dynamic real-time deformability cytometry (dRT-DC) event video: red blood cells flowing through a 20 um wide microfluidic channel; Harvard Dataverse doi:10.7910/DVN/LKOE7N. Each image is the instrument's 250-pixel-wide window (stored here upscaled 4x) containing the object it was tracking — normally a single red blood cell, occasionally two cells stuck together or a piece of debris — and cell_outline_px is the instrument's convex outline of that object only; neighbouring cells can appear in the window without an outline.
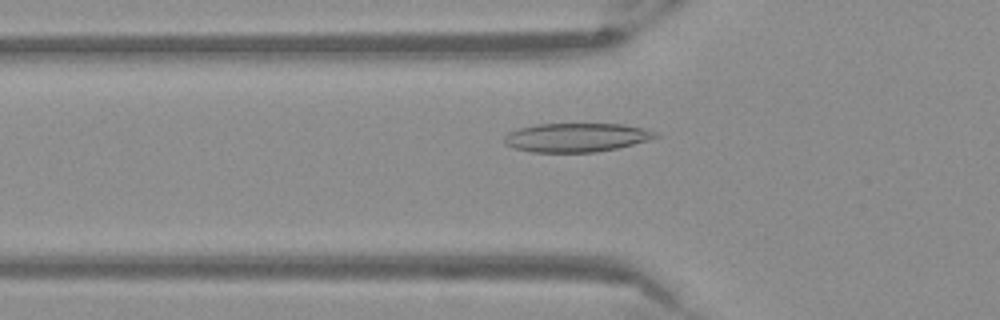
{"species": "Egyptian fruit bat (a non-hibernating species)", "species_latin": "Rousettus aegyptiacus", "temperature_condition": "warm", "stored_images_in_passage": 54, "camera_frame_rate_fps": 3000, "um_per_image_px": 0.085, "frame": {"image": 1, "passage_image": 19, "time_ms": 6.0, "image_size_px": [1000, 320], "cell_outline_px": [[660, 136], [648, 140], [616, 148], [596, 152], [532, 152], [516, 148], [504, 144], [504, 136], [508, 132], [520, 128], [540, 124], [624, 124], [656, 132]], "centroid_in_image_um": [48.97, 11.68], "position_along_channel_um": 76.8, "area_um2": 25.14}}
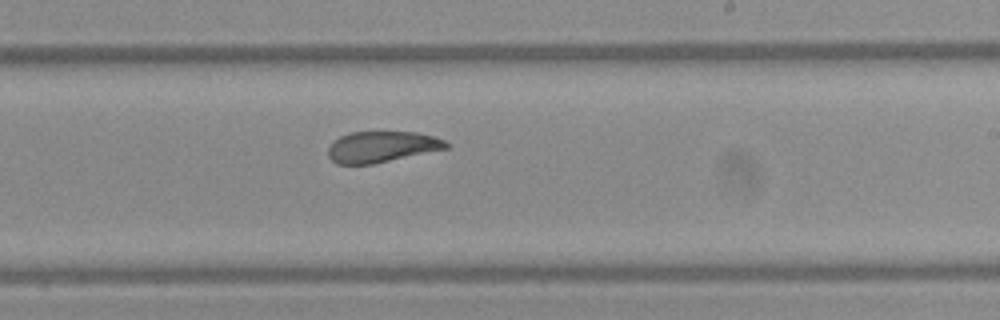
{"frame": {"image": 2, "passage_image": 33, "time_ms": 10.667, "image_size_px": [1000, 320], "cell_outline_px": [[448, 148], [372, 164], [336, 164], [328, 156], [328, 148], [332, 140], [348, 132], [416, 132], [432, 136], [444, 140], [448, 144]], "centroid_in_image_um": [32.39, 12.47], "position_along_channel_um": 256.6, "area_um2": 21.27}}
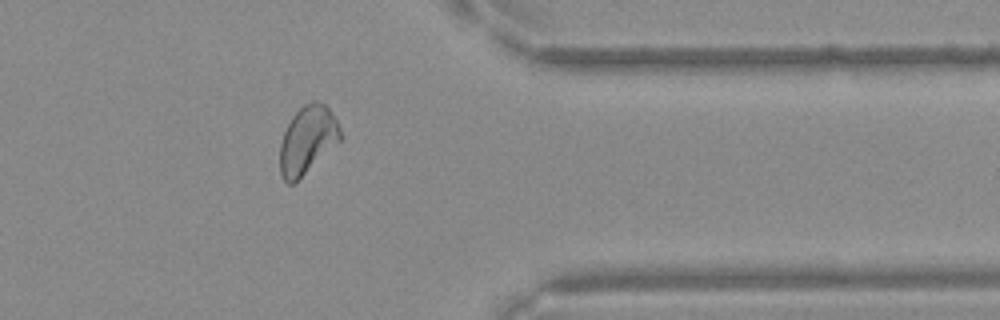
{"frame": {"image": 3, "passage_image": 44, "time_ms": 14.333, "image_size_px": [1000, 320], "cell_outline_px": [[344, 136], [340, 140], [292, 184], [288, 184], [280, 176], [280, 144], [284, 132], [292, 116], [304, 104], [312, 100], [316, 100], [324, 104], [328, 108], [336, 120]], "centroid_in_image_um": [26.12, 11.87], "position_along_channel_um": 385.3, "area_um2": 23.47}}